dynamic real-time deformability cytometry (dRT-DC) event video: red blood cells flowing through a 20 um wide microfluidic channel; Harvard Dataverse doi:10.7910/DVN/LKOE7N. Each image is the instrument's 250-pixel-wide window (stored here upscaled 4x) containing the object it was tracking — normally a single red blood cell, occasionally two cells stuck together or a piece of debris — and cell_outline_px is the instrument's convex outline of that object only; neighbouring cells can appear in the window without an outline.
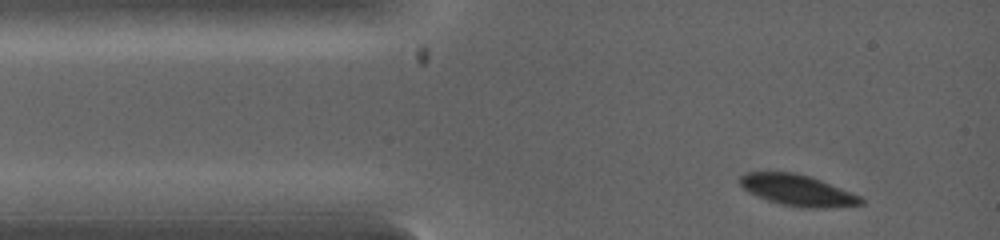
{"species": "common noctule bat (a hibernating species)", "species_latin": "Nyctalus noctula", "temperature_condition": "warm", "stored_images_in_passage": 4, "camera_frame_rate_fps": 5000, "um_per_image_px": 0.085, "animal": {"sex": "female", "body_mass_g": 19.0, "forearm_length_mm": 53.3}, "frame": {"image": 1, "passage_image": 1, "time_ms": 0.0, "image_size_px": [1000, 240], "cell_outline_px": [[864, 204], [820, 208], [804, 208], [780, 204], [756, 196], [748, 192], [740, 184], [740, 176], [748, 172], [792, 172], [808, 176], [820, 180], [860, 196], [864, 200]], "centroid_in_image_um": [67.76, 16.18], "position_along_channel_um": 17.2, "area_um2": 21.68}}
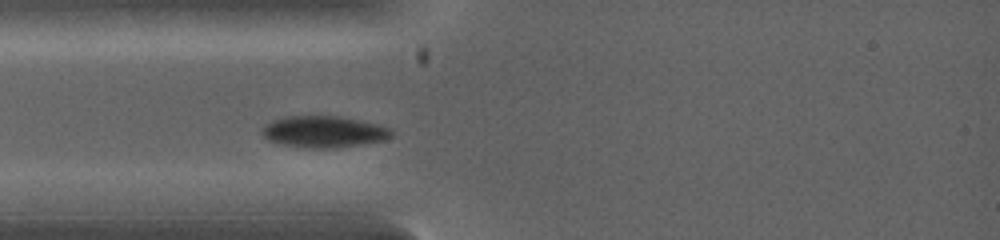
{"frame": {"image": 2, "passage_image": 4, "time_ms": 1.4, "image_size_px": [1000, 240], "cell_outline_px": [[392, 136], [384, 140], [336, 148], [308, 148], [284, 144], [268, 140], [260, 132], [260, 128], [264, 124], [272, 120], [284, 116], [340, 116], [360, 120], [392, 128]], "centroid_in_image_um": [27.49, 11.19], "position_along_channel_um": 57.5, "area_um2": 23.87}}